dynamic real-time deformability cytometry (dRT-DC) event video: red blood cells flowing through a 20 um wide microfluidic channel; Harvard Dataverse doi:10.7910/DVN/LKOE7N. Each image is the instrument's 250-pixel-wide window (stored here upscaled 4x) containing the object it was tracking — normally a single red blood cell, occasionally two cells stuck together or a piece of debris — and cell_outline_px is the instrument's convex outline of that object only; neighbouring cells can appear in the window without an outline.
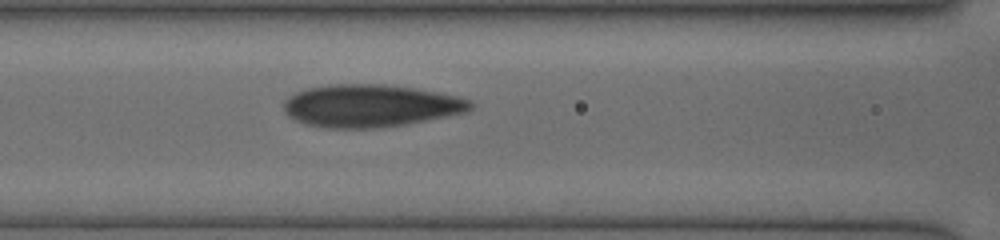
{"species": "human", "species_latin": "Homo sapiens", "temperature_condition": "cold", "stored_images_in_passage": 7, "camera_frame_rate_fps": 3000, "um_per_image_px": 0.085, "donor": {"sex": "female"}, "frame": {"image": 1, "passage_image": 7, "time_ms": 3.0, "image_size_px": [1000, 240], "cell_outline_px": [[476, 104], [468, 112], [404, 124], [376, 128], [324, 128], [304, 124], [288, 116], [284, 112], [284, 100], [296, 92], [308, 88], [328, 84], [380, 84], [412, 88], [456, 96], [472, 100]], "centroid_in_image_um": [31.47, 8.99], "position_along_channel_um": 135.1, "area_um2": 46.24}}